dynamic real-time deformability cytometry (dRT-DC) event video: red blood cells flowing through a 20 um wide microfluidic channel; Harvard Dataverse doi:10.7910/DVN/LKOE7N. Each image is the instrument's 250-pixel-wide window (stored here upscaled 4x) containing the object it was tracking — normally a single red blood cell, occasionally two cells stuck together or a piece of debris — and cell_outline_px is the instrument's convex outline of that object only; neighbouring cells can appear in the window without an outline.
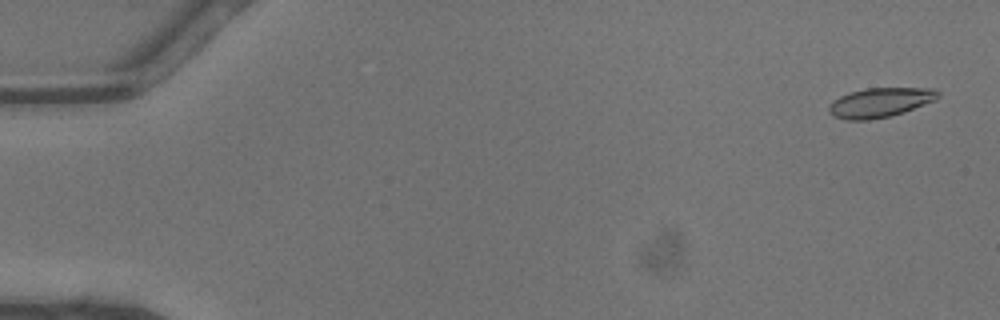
{"species": "common noctule bat (a hibernating species)", "species_latin": "Nyctalus noctula", "temperature_condition": "warm", "stored_images_in_passage": 15, "camera_frame_rate_fps": 3000, "um_per_image_px": 0.085, "animal": {"sex": "male", "body_mass_g": 13.3}, "frame": {"image": 1, "passage_image": 2, "time_ms": 0.333, "image_size_px": [1000, 320], "cell_outline_px": [[940, 96], [936, 100], [904, 112], [892, 116], [868, 120], [848, 120], [832, 116], [828, 112], [828, 104], [832, 100], [848, 92], [868, 88], [936, 88], [940, 92]], "centroid_in_image_um": [74.8, 8.71], "position_along_channel_um": 10.2, "area_um2": 19.07}}
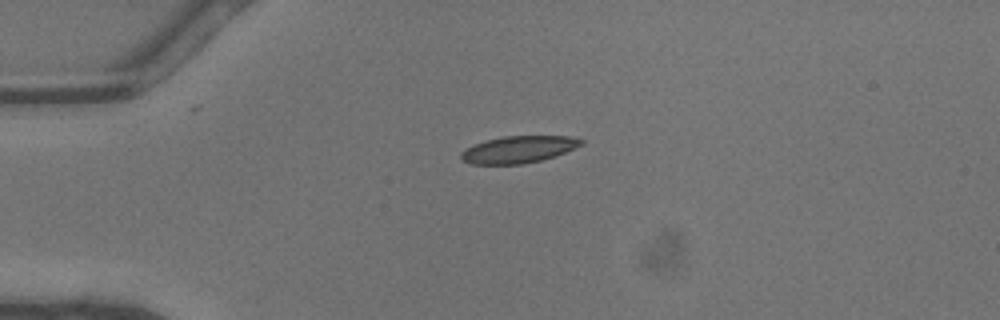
{"frame": {"image": 2, "passage_image": 12, "time_ms": 3.667, "image_size_px": [1000, 320], "cell_outline_px": [[584, 144], [564, 152], [540, 160], [520, 164], [472, 164], [464, 160], [460, 156], [460, 152], [464, 148], [488, 140], [504, 136], [568, 136], [584, 140]], "centroid_in_image_um": [44.06, 12.7], "position_along_channel_um": 40.9, "area_um2": 18.55}}